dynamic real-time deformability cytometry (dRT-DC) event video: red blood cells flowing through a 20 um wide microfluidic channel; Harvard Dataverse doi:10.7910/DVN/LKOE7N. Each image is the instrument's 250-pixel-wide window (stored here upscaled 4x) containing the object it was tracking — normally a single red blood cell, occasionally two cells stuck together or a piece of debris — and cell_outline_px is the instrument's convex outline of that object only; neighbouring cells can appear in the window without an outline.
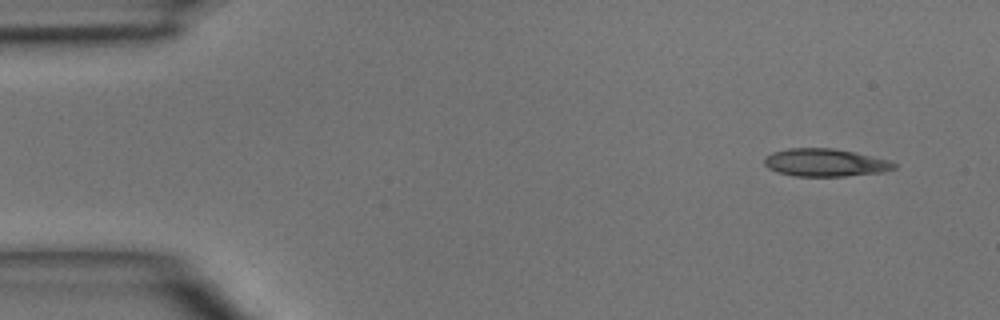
{"species": "common noctule bat (a hibernating species)", "species_latin": "Nyctalus noctula", "temperature_condition": "room temperature", "stored_images_in_passage": 3, "camera_frame_rate_fps": 3000, "um_per_image_px": 0.085, "animal": {"sex": "male", "body_mass_g": 15.6}, "frame": {"image": 1, "passage_image": 3, "time_ms": 2.333, "image_size_px": [1000, 320], "cell_outline_px": [[896, 168], [884, 172], [844, 176], [792, 176], [776, 172], [768, 168], [764, 164], [764, 156], [772, 152], [788, 148], [832, 148], [852, 152], [888, 160], [896, 164]], "centroid_in_image_um": [70.08, 13.83], "position_along_channel_um": 14.9, "area_um2": 20.98}}